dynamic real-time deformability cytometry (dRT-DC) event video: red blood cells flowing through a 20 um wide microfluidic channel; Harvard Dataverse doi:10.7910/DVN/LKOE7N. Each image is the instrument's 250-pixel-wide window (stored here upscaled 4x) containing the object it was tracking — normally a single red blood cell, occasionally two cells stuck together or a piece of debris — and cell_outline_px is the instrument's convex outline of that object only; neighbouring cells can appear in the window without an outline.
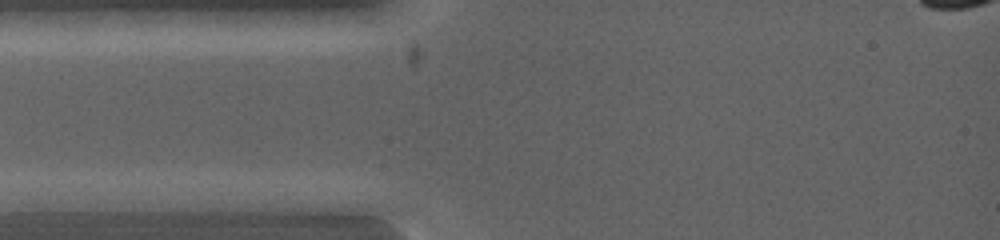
{"species": "common noctule bat (a hibernating species)", "species_latin": "Nyctalus noctula", "temperature_condition": "warm", "stored_images_in_passage": 4, "camera_frame_rate_fps": 5000, "um_per_image_px": 0.085, "animal": {"sex": "female", "body_mass_g": 19.0, "forearm_length_mm": 53.3}, "frame": {"image": 1, "passage_image": 3, "time_ms": 1.2, "image_size_px": [1000, 240], "cell_outline_px": [[132, 200], [116, 212], [44, 216], [16, 212], [12, 200], [20, 192], [48, 188], [80, 192]], "centroid_in_image_um": [5.53, 17.24], "position_along_channel_um": 79.5, "area_um2": 17.05}}